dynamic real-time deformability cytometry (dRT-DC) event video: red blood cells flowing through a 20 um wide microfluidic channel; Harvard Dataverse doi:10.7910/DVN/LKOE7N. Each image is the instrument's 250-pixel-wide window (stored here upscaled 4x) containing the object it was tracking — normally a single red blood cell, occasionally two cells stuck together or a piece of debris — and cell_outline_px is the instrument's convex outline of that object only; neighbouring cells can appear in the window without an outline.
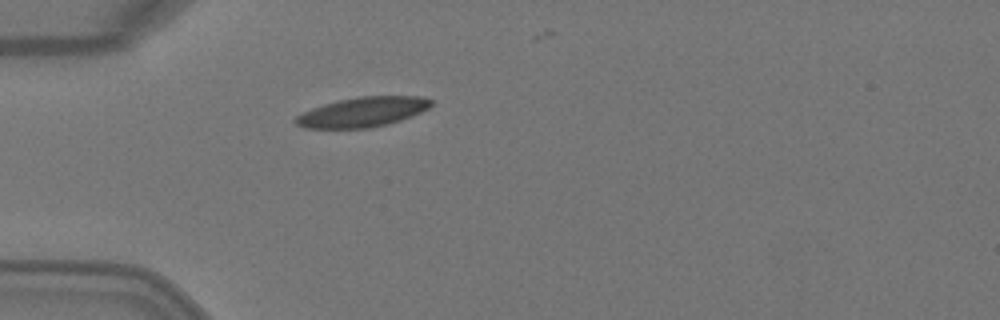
{"species": "Egyptian fruit bat (a non-hibernating species)", "species_latin": "Rousettus aegyptiacus", "temperature_condition": "warm", "stored_images_in_passage": 2, "camera_frame_rate_fps": 3000, "um_per_image_px": 0.085, "animal": {"sex": "female"}, "frame": {"image": 1, "passage_image": 1, "time_ms": 0.0, "image_size_px": [1000, 320], "cell_outline_px": [[432, 104], [428, 108], [420, 112], [400, 120], [388, 124], [372, 128], [304, 128], [296, 124], [292, 120], [296, 116], [312, 108], [324, 104], [340, 100], [360, 96], [420, 96], [432, 100]], "centroid_in_image_um": [30.8, 9.53], "position_along_channel_um": 54.2, "area_um2": 23.41}}